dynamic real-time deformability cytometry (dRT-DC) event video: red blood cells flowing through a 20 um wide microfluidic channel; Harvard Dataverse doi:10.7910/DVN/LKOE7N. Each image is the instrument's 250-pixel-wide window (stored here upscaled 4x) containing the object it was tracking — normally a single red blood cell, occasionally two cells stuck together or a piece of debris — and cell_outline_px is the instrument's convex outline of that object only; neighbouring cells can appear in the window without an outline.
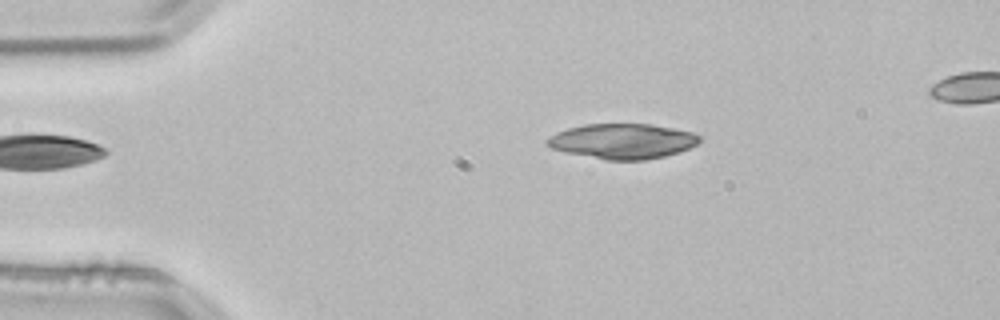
{"species": "common noctule bat (a hibernating species)", "species_latin": "Nyctalus noctula", "temperature_condition": "room temperature", "stored_images_in_passage": 3, "segment_of_instrument_passage": [1, 2], "camera_frame_rate_fps": 3000, "um_per_image_px": 0.085, "animal": {"sex": "male", "body_mass_g": 21.5, "forearm_length_mm": 52.0}, "frame": {"image": 1, "passage_image": 1, "time_ms": 0.0, "image_size_px": [1000, 320], "cell_outline_px": [[700, 140], [696, 144], [680, 152], [664, 156], [644, 160], [608, 160], [568, 152], [552, 148], [544, 144], [544, 140], [548, 136], [556, 132], [568, 128], [584, 124], [652, 124], [692, 132], [700, 136]], "centroid_in_image_um": [52.89, 11.99], "position_along_channel_um": 32.1, "area_um2": 31.1}}